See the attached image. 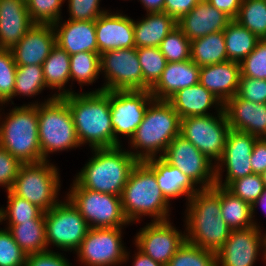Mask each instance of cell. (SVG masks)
Returning a JSON list of instances; mask_svg holds the SVG:
<instances>
[{
  "label": "cell",
  "instance_id": "cell-51",
  "mask_svg": "<svg viewBox=\"0 0 266 266\" xmlns=\"http://www.w3.org/2000/svg\"><path fill=\"white\" fill-rule=\"evenodd\" d=\"M200 0H165L164 13L179 21L189 13Z\"/></svg>",
  "mask_w": 266,
  "mask_h": 266
},
{
  "label": "cell",
  "instance_id": "cell-9",
  "mask_svg": "<svg viewBox=\"0 0 266 266\" xmlns=\"http://www.w3.org/2000/svg\"><path fill=\"white\" fill-rule=\"evenodd\" d=\"M67 198L90 228H122L129 224L122 211L120 196L82 188L74 181Z\"/></svg>",
  "mask_w": 266,
  "mask_h": 266
},
{
  "label": "cell",
  "instance_id": "cell-27",
  "mask_svg": "<svg viewBox=\"0 0 266 266\" xmlns=\"http://www.w3.org/2000/svg\"><path fill=\"white\" fill-rule=\"evenodd\" d=\"M154 173L164 197L170 202V199L180 196H187L189 200L201 188H196V184L179 168L167 163L162 157L151 158L143 161Z\"/></svg>",
  "mask_w": 266,
  "mask_h": 266
},
{
  "label": "cell",
  "instance_id": "cell-1",
  "mask_svg": "<svg viewBox=\"0 0 266 266\" xmlns=\"http://www.w3.org/2000/svg\"><path fill=\"white\" fill-rule=\"evenodd\" d=\"M63 89L54 95L66 100L80 144L89 143L91 149L120 146L111 124L110 91L78 94Z\"/></svg>",
  "mask_w": 266,
  "mask_h": 266
},
{
  "label": "cell",
  "instance_id": "cell-52",
  "mask_svg": "<svg viewBox=\"0 0 266 266\" xmlns=\"http://www.w3.org/2000/svg\"><path fill=\"white\" fill-rule=\"evenodd\" d=\"M252 171L262 174L266 170V138H257L251 155Z\"/></svg>",
  "mask_w": 266,
  "mask_h": 266
},
{
  "label": "cell",
  "instance_id": "cell-38",
  "mask_svg": "<svg viewBox=\"0 0 266 266\" xmlns=\"http://www.w3.org/2000/svg\"><path fill=\"white\" fill-rule=\"evenodd\" d=\"M100 54L80 52L70 55V79L82 84H91L100 73Z\"/></svg>",
  "mask_w": 266,
  "mask_h": 266
},
{
  "label": "cell",
  "instance_id": "cell-47",
  "mask_svg": "<svg viewBox=\"0 0 266 266\" xmlns=\"http://www.w3.org/2000/svg\"><path fill=\"white\" fill-rule=\"evenodd\" d=\"M100 0H68L70 17L68 20L95 21L108 10H100Z\"/></svg>",
  "mask_w": 266,
  "mask_h": 266
},
{
  "label": "cell",
  "instance_id": "cell-45",
  "mask_svg": "<svg viewBox=\"0 0 266 266\" xmlns=\"http://www.w3.org/2000/svg\"><path fill=\"white\" fill-rule=\"evenodd\" d=\"M239 64L242 76L266 79V39H259L255 49Z\"/></svg>",
  "mask_w": 266,
  "mask_h": 266
},
{
  "label": "cell",
  "instance_id": "cell-34",
  "mask_svg": "<svg viewBox=\"0 0 266 266\" xmlns=\"http://www.w3.org/2000/svg\"><path fill=\"white\" fill-rule=\"evenodd\" d=\"M42 67L46 86L61 91L70 79V55L56 44Z\"/></svg>",
  "mask_w": 266,
  "mask_h": 266
},
{
  "label": "cell",
  "instance_id": "cell-21",
  "mask_svg": "<svg viewBox=\"0 0 266 266\" xmlns=\"http://www.w3.org/2000/svg\"><path fill=\"white\" fill-rule=\"evenodd\" d=\"M223 110L230 129L266 138V103L250 102L235 95L223 104Z\"/></svg>",
  "mask_w": 266,
  "mask_h": 266
},
{
  "label": "cell",
  "instance_id": "cell-25",
  "mask_svg": "<svg viewBox=\"0 0 266 266\" xmlns=\"http://www.w3.org/2000/svg\"><path fill=\"white\" fill-rule=\"evenodd\" d=\"M59 23L57 21L52 24L55 31L56 44L69 55L80 52L98 53L95 21L67 20L60 26Z\"/></svg>",
  "mask_w": 266,
  "mask_h": 266
},
{
  "label": "cell",
  "instance_id": "cell-4",
  "mask_svg": "<svg viewBox=\"0 0 266 266\" xmlns=\"http://www.w3.org/2000/svg\"><path fill=\"white\" fill-rule=\"evenodd\" d=\"M180 120L178 113L167 100H153L130 138L131 147L143 150L130 153L138 161L156 158L159 151L164 154L168 145L180 134Z\"/></svg>",
  "mask_w": 266,
  "mask_h": 266
},
{
  "label": "cell",
  "instance_id": "cell-58",
  "mask_svg": "<svg viewBox=\"0 0 266 266\" xmlns=\"http://www.w3.org/2000/svg\"><path fill=\"white\" fill-rule=\"evenodd\" d=\"M262 252L264 253V260H266V242L264 244V248H263V251Z\"/></svg>",
  "mask_w": 266,
  "mask_h": 266
},
{
  "label": "cell",
  "instance_id": "cell-28",
  "mask_svg": "<svg viewBox=\"0 0 266 266\" xmlns=\"http://www.w3.org/2000/svg\"><path fill=\"white\" fill-rule=\"evenodd\" d=\"M178 113L180 119L210 115L207 110L214 105L223 108V104L199 82L178 90L167 100Z\"/></svg>",
  "mask_w": 266,
  "mask_h": 266
},
{
  "label": "cell",
  "instance_id": "cell-40",
  "mask_svg": "<svg viewBox=\"0 0 266 266\" xmlns=\"http://www.w3.org/2000/svg\"><path fill=\"white\" fill-rule=\"evenodd\" d=\"M167 266H217L216 253L185 241Z\"/></svg>",
  "mask_w": 266,
  "mask_h": 266
},
{
  "label": "cell",
  "instance_id": "cell-17",
  "mask_svg": "<svg viewBox=\"0 0 266 266\" xmlns=\"http://www.w3.org/2000/svg\"><path fill=\"white\" fill-rule=\"evenodd\" d=\"M186 241L185 233L177 231L169 219L153 221L142 228L136 235L135 245L138 250L154 261L167 266L170 259Z\"/></svg>",
  "mask_w": 266,
  "mask_h": 266
},
{
  "label": "cell",
  "instance_id": "cell-24",
  "mask_svg": "<svg viewBox=\"0 0 266 266\" xmlns=\"http://www.w3.org/2000/svg\"><path fill=\"white\" fill-rule=\"evenodd\" d=\"M240 76V64L228 60L200 67L199 83L224 104L236 95Z\"/></svg>",
  "mask_w": 266,
  "mask_h": 266
},
{
  "label": "cell",
  "instance_id": "cell-22",
  "mask_svg": "<svg viewBox=\"0 0 266 266\" xmlns=\"http://www.w3.org/2000/svg\"><path fill=\"white\" fill-rule=\"evenodd\" d=\"M231 21L228 15L209 2L199 1L189 13L177 21V26L192 41L213 32L223 31Z\"/></svg>",
  "mask_w": 266,
  "mask_h": 266
},
{
  "label": "cell",
  "instance_id": "cell-7",
  "mask_svg": "<svg viewBox=\"0 0 266 266\" xmlns=\"http://www.w3.org/2000/svg\"><path fill=\"white\" fill-rule=\"evenodd\" d=\"M36 104L38 137L44 161H48V153L81 146L71 111L63 97L53 95L44 103Z\"/></svg>",
  "mask_w": 266,
  "mask_h": 266
},
{
  "label": "cell",
  "instance_id": "cell-48",
  "mask_svg": "<svg viewBox=\"0 0 266 266\" xmlns=\"http://www.w3.org/2000/svg\"><path fill=\"white\" fill-rule=\"evenodd\" d=\"M236 96L250 102L266 103V79L260 80L241 75Z\"/></svg>",
  "mask_w": 266,
  "mask_h": 266
},
{
  "label": "cell",
  "instance_id": "cell-11",
  "mask_svg": "<svg viewBox=\"0 0 266 266\" xmlns=\"http://www.w3.org/2000/svg\"><path fill=\"white\" fill-rule=\"evenodd\" d=\"M44 219L47 245L52 243L64 251H76L90 229L68 198L44 212Z\"/></svg>",
  "mask_w": 266,
  "mask_h": 266
},
{
  "label": "cell",
  "instance_id": "cell-5",
  "mask_svg": "<svg viewBox=\"0 0 266 266\" xmlns=\"http://www.w3.org/2000/svg\"><path fill=\"white\" fill-rule=\"evenodd\" d=\"M120 197L129 223L139 221L142 215L155 217L152 221H166L169 217V201L159 188L155 173L143 161L133 167Z\"/></svg>",
  "mask_w": 266,
  "mask_h": 266
},
{
  "label": "cell",
  "instance_id": "cell-36",
  "mask_svg": "<svg viewBox=\"0 0 266 266\" xmlns=\"http://www.w3.org/2000/svg\"><path fill=\"white\" fill-rule=\"evenodd\" d=\"M137 55L143 72V90H150L161 77L166 58L159 47L137 48Z\"/></svg>",
  "mask_w": 266,
  "mask_h": 266
},
{
  "label": "cell",
  "instance_id": "cell-37",
  "mask_svg": "<svg viewBox=\"0 0 266 266\" xmlns=\"http://www.w3.org/2000/svg\"><path fill=\"white\" fill-rule=\"evenodd\" d=\"M7 192L8 206L6 210L1 208L2 221L8 219L9 224H22L31 220H45L44 212L36 205L15 195L11 190Z\"/></svg>",
  "mask_w": 266,
  "mask_h": 266
},
{
  "label": "cell",
  "instance_id": "cell-18",
  "mask_svg": "<svg viewBox=\"0 0 266 266\" xmlns=\"http://www.w3.org/2000/svg\"><path fill=\"white\" fill-rule=\"evenodd\" d=\"M259 229L252 226L232 230L224 245L216 252L217 266H253L266 242V234L261 235Z\"/></svg>",
  "mask_w": 266,
  "mask_h": 266
},
{
  "label": "cell",
  "instance_id": "cell-56",
  "mask_svg": "<svg viewBox=\"0 0 266 266\" xmlns=\"http://www.w3.org/2000/svg\"><path fill=\"white\" fill-rule=\"evenodd\" d=\"M262 204L266 211V187L264 188V191L262 192V194L258 197V199L251 205V216H252V220H253V217H254V210H256V206L257 204Z\"/></svg>",
  "mask_w": 266,
  "mask_h": 266
},
{
  "label": "cell",
  "instance_id": "cell-2",
  "mask_svg": "<svg viewBox=\"0 0 266 266\" xmlns=\"http://www.w3.org/2000/svg\"><path fill=\"white\" fill-rule=\"evenodd\" d=\"M187 208L186 241L216 253L232 231L221 216L220 186L200 189L189 198Z\"/></svg>",
  "mask_w": 266,
  "mask_h": 266
},
{
  "label": "cell",
  "instance_id": "cell-3",
  "mask_svg": "<svg viewBox=\"0 0 266 266\" xmlns=\"http://www.w3.org/2000/svg\"><path fill=\"white\" fill-rule=\"evenodd\" d=\"M95 155L76 175L82 188L121 196L129 175L138 160L120 146L92 149Z\"/></svg>",
  "mask_w": 266,
  "mask_h": 266
},
{
  "label": "cell",
  "instance_id": "cell-19",
  "mask_svg": "<svg viewBox=\"0 0 266 266\" xmlns=\"http://www.w3.org/2000/svg\"><path fill=\"white\" fill-rule=\"evenodd\" d=\"M55 45L52 24L35 23L10 50L17 66L42 65Z\"/></svg>",
  "mask_w": 266,
  "mask_h": 266
},
{
  "label": "cell",
  "instance_id": "cell-26",
  "mask_svg": "<svg viewBox=\"0 0 266 266\" xmlns=\"http://www.w3.org/2000/svg\"><path fill=\"white\" fill-rule=\"evenodd\" d=\"M200 67L191 59L182 62H167L157 83L150 89L154 100H168L178 90L199 82Z\"/></svg>",
  "mask_w": 266,
  "mask_h": 266
},
{
  "label": "cell",
  "instance_id": "cell-42",
  "mask_svg": "<svg viewBox=\"0 0 266 266\" xmlns=\"http://www.w3.org/2000/svg\"><path fill=\"white\" fill-rule=\"evenodd\" d=\"M17 65L10 49H0V104L14 98Z\"/></svg>",
  "mask_w": 266,
  "mask_h": 266
},
{
  "label": "cell",
  "instance_id": "cell-29",
  "mask_svg": "<svg viewBox=\"0 0 266 266\" xmlns=\"http://www.w3.org/2000/svg\"><path fill=\"white\" fill-rule=\"evenodd\" d=\"M141 21H134L135 47H159L165 37L177 27V21L164 12L148 13Z\"/></svg>",
  "mask_w": 266,
  "mask_h": 266
},
{
  "label": "cell",
  "instance_id": "cell-59",
  "mask_svg": "<svg viewBox=\"0 0 266 266\" xmlns=\"http://www.w3.org/2000/svg\"><path fill=\"white\" fill-rule=\"evenodd\" d=\"M2 221V219H1V208H0V222Z\"/></svg>",
  "mask_w": 266,
  "mask_h": 266
},
{
  "label": "cell",
  "instance_id": "cell-10",
  "mask_svg": "<svg viewBox=\"0 0 266 266\" xmlns=\"http://www.w3.org/2000/svg\"><path fill=\"white\" fill-rule=\"evenodd\" d=\"M217 117L211 115L193 116L180 120V135L190 141L210 161L221 159L230 130L223 108Z\"/></svg>",
  "mask_w": 266,
  "mask_h": 266
},
{
  "label": "cell",
  "instance_id": "cell-54",
  "mask_svg": "<svg viewBox=\"0 0 266 266\" xmlns=\"http://www.w3.org/2000/svg\"><path fill=\"white\" fill-rule=\"evenodd\" d=\"M133 266H163L160 263L154 261L151 257L147 256L140 250L135 256Z\"/></svg>",
  "mask_w": 266,
  "mask_h": 266
},
{
  "label": "cell",
  "instance_id": "cell-49",
  "mask_svg": "<svg viewBox=\"0 0 266 266\" xmlns=\"http://www.w3.org/2000/svg\"><path fill=\"white\" fill-rule=\"evenodd\" d=\"M23 163L0 146V185L10 191Z\"/></svg>",
  "mask_w": 266,
  "mask_h": 266
},
{
  "label": "cell",
  "instance_id": "cell-33",
  "mask_svg": "<svg viewBox=\"0 0 266 266\" xmlns=\"http://www.w3.org/2000/svg\"><path fill=\"white\" fill-rule=\"evenodd\" d=\"M227 58L240 63L254 49L258 38L247 28L232 20L223 30Z\"/></svg>",
  "mask_w": 266,
  "mask_h": 266
},
{
  "label": "cell",
  "instance_id": "cell-44",
  "mask_svg": "<svg viewBox=\"0 0 266 266\" xmlns=\"http://www.w3.org/2000/svg\"><path fill=\"white\" fill-rule=\"evenodd\" d=\"M235 196L252 205L264 191L261 174H250L232 181L226 187Z\"/></svg>",
  "mask_w": 266,
  "mask_h": 266
},
{
  "label": "cell",
  "instance_id": "cell-23",
  "mask_svg": "<svg viewBox=\"0 0 266 266\" xmlns=\"http://www.w3.org/2000/svg\"><path fill=\"white\" fill-rule=\"evenodd\" d=\"M34 24L25 0H0V49H11Z\"/></svg>",
  "mask_w": 266,
  "mask_h": 266
},
{
  "label": "cell",
  "instance_id": "cell-53",
  "mask_svg": "<svg viewBox=\"0 0 266 266\" xmlns=\"http://www.w3.org/2000/svg\"><path fill=\"white\" fill-rule=\"evenodd\" d=\"M207 2L234 20L238 14L242 0H207Z\"/></svg>",
  "mask_w": 266,
  "mask_h": 266
},
{
  "label": "cell",
  "instance_id": "cell-15",
  "mask_svg": "<svg viewBox=\"0 0 266 266\" xmlns=\"http://www.w3.org/2000/svg\"><path fill=\"white\" fill-rule=\"evenodd\" d=\"M153 100L150 90L110 91L111 124L117 141L119 134L134 135Z\"/></svg>",
  "mask_w": 266,
  "mask_h": 266
},
{
  "label": "cell",
  "instance_id": "cell-55",
  "mask_svg": "<svg viewBox=\"0 0 266 266\" xmlns=\"http://www.w3.org/2000/svg\"><path fill=\"white\" fill-rule=\"evenodd\" d=\"M147 13L164 12L165 0H140Z\"/></svg>",
  "mask_w": 266,
  "mask_h": 266
},
{
  "label": "cell",
  "instance_id": "cell-16",
  "mask_svg": "<svg viewBox=\"0 0 266 266\" xmlns=\"http://www.w3.org/2000/svg\"><path fill=\"white\" fill-rule=\"evenodd\" d=\"M257 137L230 129L223 155L215 165V184L227 187L232 181L253 174L251 155ZM221 162V163H220ZM225 165L227 175L222 183L221 171Z\"/></svg>",
  "mask_w": 266,
  "mask_h": 266
},
{
  "label": "cell",
  "instance_id": "cell-14",
  "mask_svg": "<svg viewBox=\"0 0 266 266\" xmlns=\"http://www.w3.org/2000/svg\"><path fill=\"white\" fill-rule=\"evenodd\" d=\"M159 157L179 168L195 184H202L199 186L201 189H209L215 185V165L180 134Z\"/></svg>",
  "mask_w": 266,
  "mask_h": 266
},
{
  "label": "cell",
  "instance_id": "cell-20",
  "mask_svg": "<svg viewBox=\"0 0 266 266\" xmlns=\"http://www.w3.org/2000/svg\"><path fill=\"white\" fill-rule=\"evenodd\" d=\"M98 53L135 47L134 20L108 11L95 20Z\"/></svg>",
  "mask_w": 266,
  "mask_h": 266
},
{
  "label": "cell",
  "instance_id": "cell-32",
  "mask_svg": "<svg viewBox=\"0 0 266 266\" xmlns=\"http://www.w3.org/2000/svg\"><path fill=\"white\" fill-rule=\"evenodd\" d=\"M8 226L7 230L11 233L14 241L27 255L48 251L45 220H31Z\"/></svg>",
  "mask_w": 266,
  "mask_h": 266
},
{
  "label": "cell",
  "instance_id": "cell-12",
  "mask_svg": "<svg viewBox=\"0 0 266 266\" xmlns=\"http://www.w3.org/2000/svg\"><path fill=\"white\" fill-rule=\"evenodd\" d=\"M100 71L105 73L107 82L95 92L143 90V72L136 47L101 53Z\"/></svg>",
  "mask_w": 266,
  "mask_h": 266
},
{
  "label": "cell",
  "instance_id": "cell-57",
  "mask_svg": "<svg viewBox=\"0 0 266 266\" xmlns=\"http://www.w3.org/2000/svg\"><path fill=\"white\" fill-rule=\"evenodd\" d=\"M262 180L264 182V185L266 187V170L261 174Z\"/></svg>",
  "mask_w": 266,
  "mask_h": 266
},
{
  "label": "cell",
  "instance_id": "cell-39",
  "mask_svg": "<svg viewBox=\"0 0 266 266\" xmlns=\"http://www.w3.org/2000/svg\"><path fill=\"white\" fill-rule=\"evenodd\" d=\"M45 87L42 65L17 66L14 97L38 95Z\"/></svg>",
  "mask_w": 266,
  "mask_h": 266
},
{
  "label": "cell",
  "instance_id": "cell-31",
  "mask_svg": "<svg viewBox=\"0 0 266 266\" xmlns=\"http://www.w3.org/2000/svg\"><path fill=\"white\" fill-rule=\"evenodd\" d=\"M221 216L231 230L258 228L251 216V205L220 186Z\"/></svg>",
  "mask_w": 266,
  "mask_h": 266
},
{
  "label": "cell",
  "instance_id": "cell-46",
  "mask_svg": "<svg viewBox=\"0 0 266 266\" xmlns=\"http://www.w3.org/2000/svg\"><path fill=\"white\" fill-rule=\"evenodd\" d=\"M27 254L7 229H0V266H25Z\"/></svg>",
  "mask_w": 266,
  "mask_h": 266
},
{
  "label": "cell",
  "instance_id": "cell-6",
  "mask_svg": "<svg viewBox=\"0 0 266 266\" xmlns=\"http://www.w3.org/2000/svg\"><path fill=\"white\" fill-rule=\"evenodd\" d=\"M2 124V125H1ZM0 124V146L23 164L40 163L37 104L15 107Z\"/></svg>",
  "mask_w": 266,
  "mask_h": 266
},
{
  "label": "cell",
  "instance_id": "cell-43",
  "mask_svg": "<svg viewBox=\"0 0 266 266\" xmlns=\"http://www.w3.org/2000/svg\"><path fill=\"white\" fill-rule=\"evenodd\" d=\"M63 1L65 0H27L26 6L34 23L54 24L60 21Z\"/></svg>",
  "mask_w": 266,
  "mask_h": 266
},
{
  "label": "cell",
  "instance_id": "cell-41",
  "mask_svg": "<svg viewBox=\"0 0 266 266\" xmlns=\"http://www.w3.org/2000/svg\"><path fill=\"white\" fill-rule=\"evenodd\" d=\"M159 49L167 62H182L191 59V41L178 26L160 43Z\"/></svg>",
  "mask_w": 266,
  "mask_h": 266
},
{
  "label": "cell",
  "instance_id": "cell-8",
  "mask_svg": "<svg viewBox=\"0 0 266 266\" xmlns=\"http://www.w3.org/2000/svg\"><path fill=\"white\" fill-rule=\"evenodd\" d=\"M48 162L23 164L11 188L15 195L36 205L43 212L60 202L56 200L60 189L59 172L56 166Z\"/></svg>",
  "mask_w": 266,
  "mask_h": 266
},
{
  "label": "cell",
  "instance_id": "cell-35",
  "mask_svg": "<svg viewBox=\"0 0 266 266\" xmlns=\"http://www.w3.org/2000/svg\"><path fill=\"white\" fill-rule=\"evenodd\" d=\"M234 20L258 39H266V0H242Z\"/></svg>",
  "mask_w": 266,
  "mask_h": 266
},
{
  "label": "cell",
  "instance_id": "cell-50",
  "mask_svg": "<svg viewBox=\"0 0 266 266\" xmlns=\"http://www.w3.org/2000/svg\"><path fill=\"white\" fill-rule=\"evenodd\" d=\"M25 266H70V264L61 254L48 250L27 255Z\"/></svg>",
  "mask_w": 266,
  "mask_h": 266
},
{
  "label": "cell",
  "instance_id": "cell-30",
  "mask_svg": "<svg viewBox=\"0 0 266 266\" xmlns=\"http://www.w3.org/2000/svg\"><path fill=\"white\" fill-rule=\"evenodd\" d=\"M191 60L199 67L228 61L223 31L192 40Z\"/></svg>",
  "mask_w": 266,
  "mask_h": 266
},
{
  "label": "cell",
  "instance_id": "cell-13",
  "mask_svg": "<svg viewBox=\"0 0 266 266\" xmlns=\"http://www.w3.org/2000/svg\"><path fill=\"white\" fill-rule=\"evenodd\" d=\"M122 228H90L77 257L86 266H116L126 262L129 253L122 244Z\"/></svg>",
  "mask_w": 266,
  "mask_h": 266
}]
</instances>
